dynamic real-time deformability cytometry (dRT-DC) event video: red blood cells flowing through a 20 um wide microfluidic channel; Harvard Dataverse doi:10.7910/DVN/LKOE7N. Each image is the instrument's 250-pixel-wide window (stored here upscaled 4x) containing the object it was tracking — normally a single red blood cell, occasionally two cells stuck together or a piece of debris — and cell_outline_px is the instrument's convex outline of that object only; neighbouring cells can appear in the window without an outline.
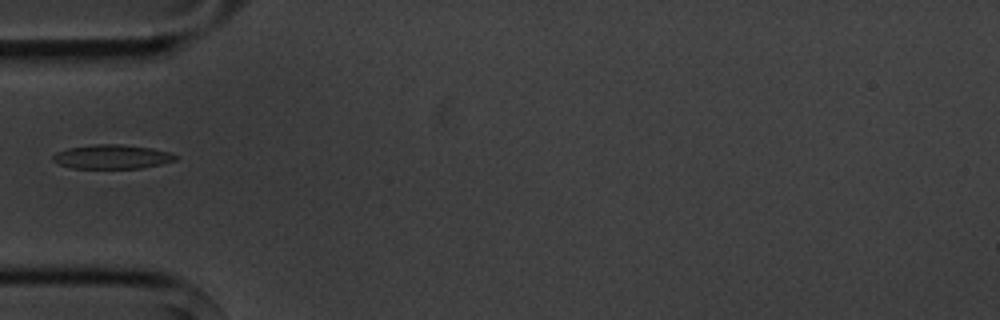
{"species": "common noctule bat (a hibernating species)", "species_latin": "Nyctalus noctula", "temperature_condition": "cold", "stored_images_in_passage": 6, "camera_frame_rate_fps": 3000, "um_per_image_px": 0.085, "animal": {"sex": "male", "body_mass_g": 20.1, "forearm_length_mm": 53.5}, "frame": {"image": 1, "passage_image": 6, "time_ms": 5.667, "image_size_px": [1000, 320], "cell_outline_px": [[180, 156], [176, 160], [160, 164], [140, 168], [72, 168], [56, 164], [52, 160], [52, 156], [56, 152], [68, 148], [92, 144], [120, 144], [152, 148], [172, 152]], "centroid_in_image_um": [9.52, 13.32], "position_along_channel_um": 75.5, "area_um2": 17.46}}